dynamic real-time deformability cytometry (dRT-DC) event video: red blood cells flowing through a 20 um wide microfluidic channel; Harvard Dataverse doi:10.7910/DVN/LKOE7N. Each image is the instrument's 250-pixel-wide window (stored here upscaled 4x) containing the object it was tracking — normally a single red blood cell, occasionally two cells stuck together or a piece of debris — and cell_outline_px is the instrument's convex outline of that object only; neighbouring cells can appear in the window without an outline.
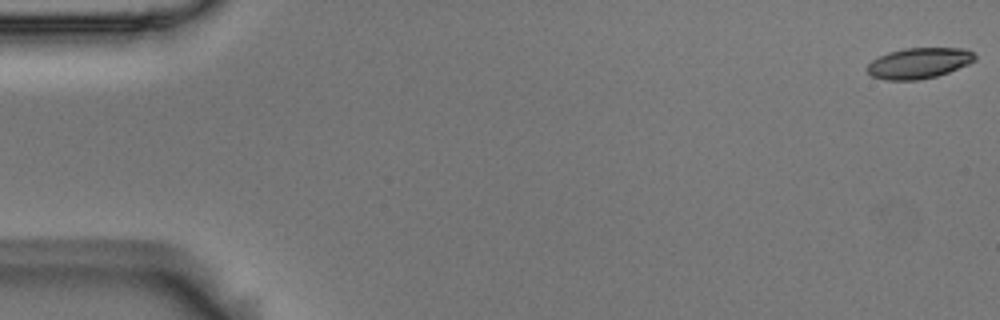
{"species": "Egyptian fruit bat (a non-hibernating species)", "species_latin": "Rousettus aegyptiacus", "temperature_condition": "room temperature", "stored_images_in_passage": 8, "camera_frame_rate_fps": 3000, "um_per_image_px": 0.085, "animal": {"sex": "male"}, "frame": {"image": 1, "passage_image": 1, "time_ms": 0.0, "image_size_px": [1000, 320], "cell_outline_px": [[976, 60], [968, 64], [948, 72], [936, 76], [916, 80], [884, 80], [872, 76], [868, 72], [868, 64], [872, 60], [888, 52], [904, 48], [968, 48], [976, 56]], "centroid_in_image_um": [78.12, 5.36], "position_along_channel_um": 6.9, "area_um2": 19.25}}